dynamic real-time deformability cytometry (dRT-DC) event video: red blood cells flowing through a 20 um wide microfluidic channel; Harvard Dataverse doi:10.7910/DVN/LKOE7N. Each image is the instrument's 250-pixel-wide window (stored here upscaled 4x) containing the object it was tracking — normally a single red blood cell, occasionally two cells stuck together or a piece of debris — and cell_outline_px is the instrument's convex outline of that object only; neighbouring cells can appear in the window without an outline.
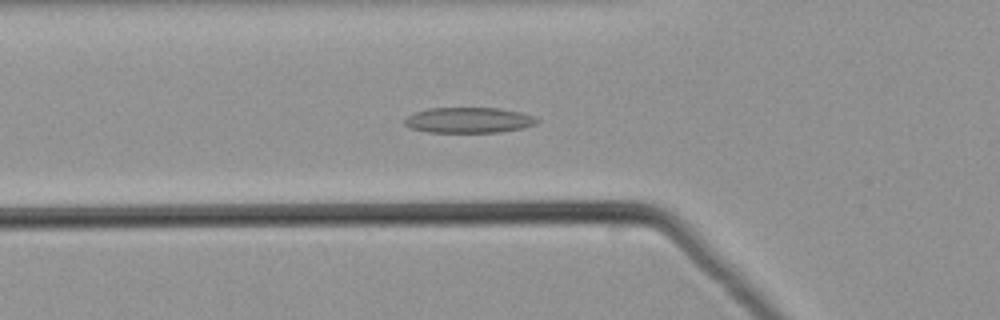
{"species": "common noctule bat (a hibernating species)", "species_latin": "Nyctalus noctula", "temperature_condition": "warm", "stored_images_in_passage": 44, "camera_frame_rate_fps": 3000, "um_per_image_px": 0.085, "animal": {"sex": "male", "body_mass_g": 21.5, "forearm_length_mm": 52.0}, "frame": {"image": 1, "passage_image": 15, "time_ms": 4.667, "image_size_px": [1000, 320], "cell_outline_px": [[540, 120], [536, 124], [524, 128], [500, 132], [428, 132], [408, 128], [404, 124], [404, 120], [408, 116], [416, 112], [428, 108], [500, 108], [520, 112], [532, 116]], "centroid_in_image_um": [39.84, 10.22], "position_along_channel_um": 86.0, "area_um2": 19.77}}
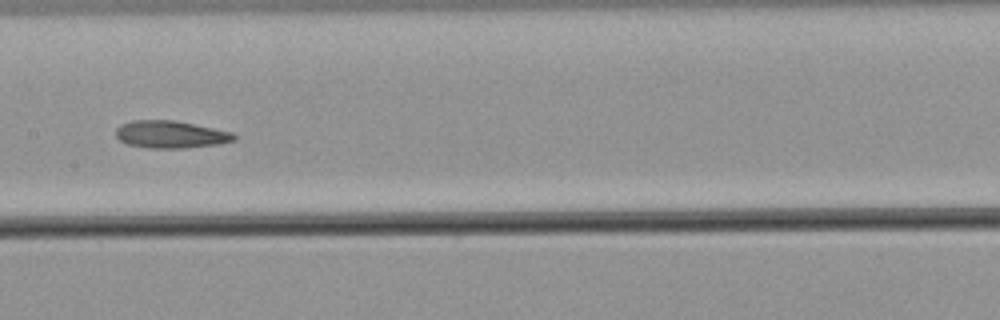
{"frame": {"image": 2, "passage_image": 23, "time_ms": 7.333, "image_size_px": [1000, 320], "cell_outline_px": [[236, 140], [216, 144], [184, 148], [148, 148], [128, 144], [120, 140], [116, 136], [116, 128], [120, 124], [132, 120], [172, 120], [232, 132], [236, 136]], "centroid_in_image_um": [14.46, 11.42], "position_along_channel_um": 192.9, "area_um2": 18.67}}
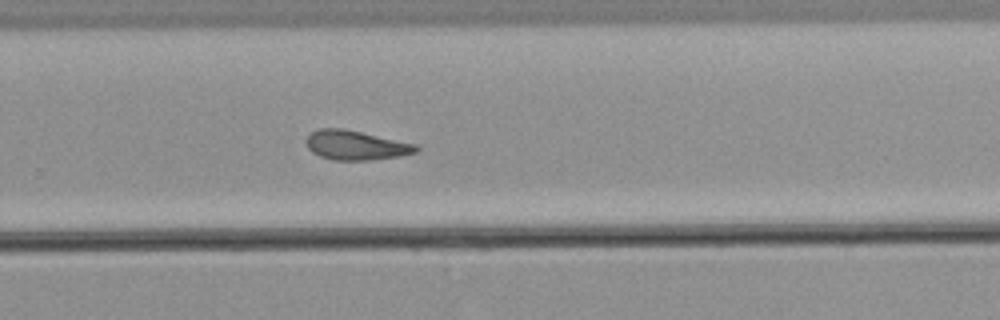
{"frame": {"image": 3, "passage_image": 31, "time_ms": 10.0, "image_size_px": [1000, 320], "cell_outline_px": [[420, 148], [416, 152], [400, 156], [368, 160], [332, 160], [320, 156], [312, 152], [308, 148], [304, 140], [312, 132], [320, 128], [344, 128], [416, 144]], "centroid_in_image_um": [30.22, 12.34], "position_along_channel_um": 299.6, "area_um2": 18.84}}